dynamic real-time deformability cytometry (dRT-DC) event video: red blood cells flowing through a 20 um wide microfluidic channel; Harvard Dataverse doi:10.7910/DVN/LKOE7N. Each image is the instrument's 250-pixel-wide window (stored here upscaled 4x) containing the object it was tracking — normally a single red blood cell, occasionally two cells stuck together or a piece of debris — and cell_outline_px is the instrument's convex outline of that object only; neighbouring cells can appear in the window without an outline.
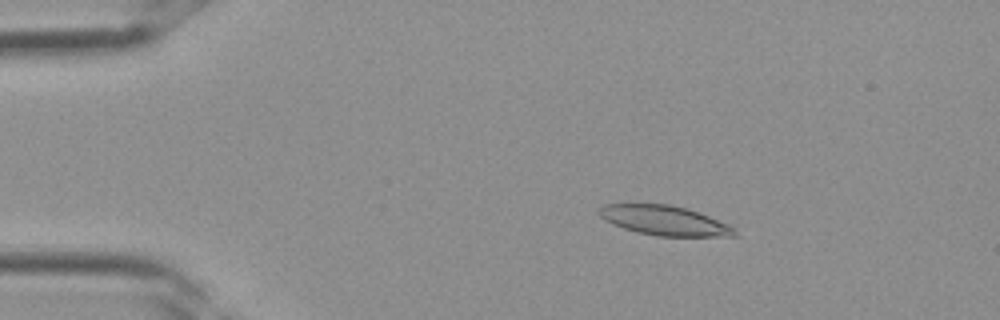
{"species": "Egyptian fruit bat (a non-hibernating species)", "species_latin": "Rousettus aegyptiacus", "temperature_condition": "room temperature", "stored_images_in_passage": 3, "camera_frame_rate_fps": 3000, "um_per_image_px": 0.085, "frame": {"image": 1, "passage_image": 2, "time_ms": 0.333, "image_size_px": [1000, 320], "cell_outline_px": [[740, 236], [660, 236], [636, 232], [612, 224], [604, 220], [596, 212], [604, 204], [668, 204], [684, 208], [708, 216], [728, 224]], "centroid_in_image_um": [56.43, 18.74], "position_along_channel_um": 28.6, "area_um2": 23.18}}